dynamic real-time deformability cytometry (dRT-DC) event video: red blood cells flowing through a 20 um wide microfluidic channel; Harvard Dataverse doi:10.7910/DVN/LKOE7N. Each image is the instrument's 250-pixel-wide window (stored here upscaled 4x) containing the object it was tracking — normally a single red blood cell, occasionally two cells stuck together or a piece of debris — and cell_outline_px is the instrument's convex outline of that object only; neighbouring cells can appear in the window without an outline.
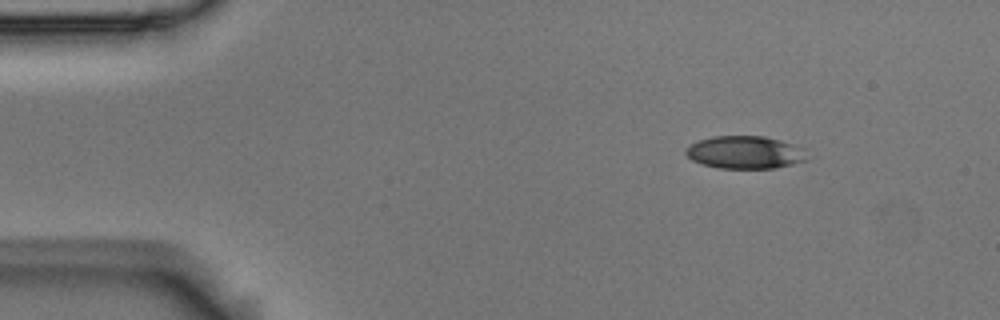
{"species": "Egyptian fruit bat (a non-hibernating species)", "species_latin": "Rousettus aegyptiacus", "temperature_condition": "room temperature", "stored_images_in_passage": 3, "segment_of_instrument_passage": [2, 2], "camera_frame_rate_fps": 3000, "um_per_image_px": 0.085, "animal": {"sex": "male"}, "frame": {"image": 1, "passage_image": 3, "time_ms": 0.667, "image_size_px": [1000, 320], "cell_outline_px": [[808, 160], [776, 168], [720, 168], [704, 164], [692, 160], [684, 152], [684, 148], [688, 144], [712, 136], [764, 136], [780, 140], [804, 148]], "centroid_in_image_um": [63.32, 12.94], "position_along_channel_um": 21.7, "area_um2": 23.18}}